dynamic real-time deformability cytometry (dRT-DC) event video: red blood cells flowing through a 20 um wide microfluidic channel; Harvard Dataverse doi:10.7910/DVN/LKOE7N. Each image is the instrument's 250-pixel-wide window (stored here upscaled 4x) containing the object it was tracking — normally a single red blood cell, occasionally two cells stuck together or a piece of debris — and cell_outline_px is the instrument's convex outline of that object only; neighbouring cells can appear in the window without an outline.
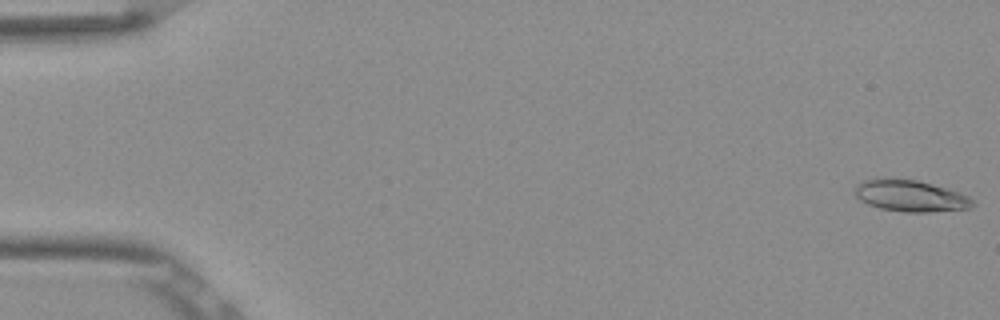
{"species": "Egyptian fruit bat (a non-hibernating species)", "species_latin": "Rousettus aegyptiacus", "temperature_condition": "room temperature", "stored_images_in_passage": 14, "camera_frame_rate_fps": 3000, "um_per_image_px": 0.085, "frame": {"image": 1, "passage_image": 1, "time_ms": 0.0, "image_size_px": [1000, 320], "cell_outline_px": [[976, 204], [968, 208], [928, 212], [904, 212], [880, 208], [868, 204], [860, 200], [856, 196], [856, 184], [872, 176], [888, 176], [916, 180], [932, 184], [968, 196]], "centroid_in_image_um": [77.3, 16.61], "position_along_channel_um": 7.7, "area_um2": 21.85}}